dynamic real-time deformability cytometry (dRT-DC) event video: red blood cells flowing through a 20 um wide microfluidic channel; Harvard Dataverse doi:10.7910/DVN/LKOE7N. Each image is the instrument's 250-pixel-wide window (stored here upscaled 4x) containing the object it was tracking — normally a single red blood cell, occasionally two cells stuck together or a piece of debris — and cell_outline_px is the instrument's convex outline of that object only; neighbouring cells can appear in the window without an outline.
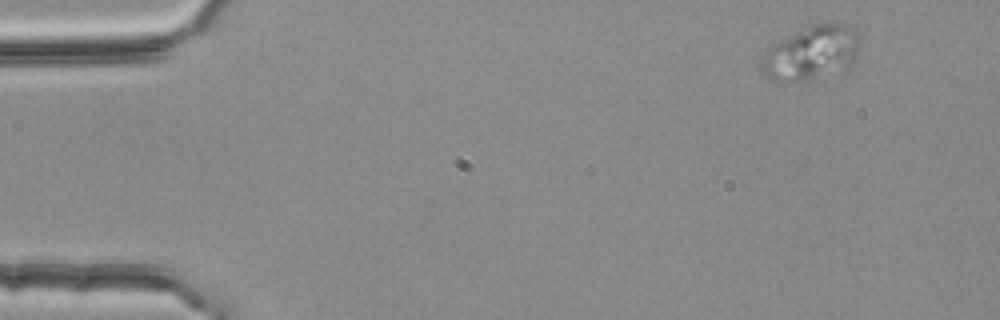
{"species": "common noctule bat (a hibernating species)", "species_latin": "Nyctalus noctula", "temperature_condition": "room temperature", "stored_images_in_passage": 4, "camera_frame_rate_fps": 3000, "um_per_image_px": 0.085, "animal": {"sex": "female", "body_mass_g": 25.1}, "frame": {"image": 1, "passage_image": 1, "time_ms": 0.0, "image_size_px": [1000, 320], "cell_outline_px": [[860, 36], [856, 52], [848, 68], [804, 84], [772, 80], [760, 68], [760, 60], [764, 48], [768, 44], [804, 24], [832, 20], [836, 20], [852, 24], [856, 28]], "centroid_in_image_um": [68.92, 4.43], "position_along_channel_um": 16.1, "area_um2": 33.29}}
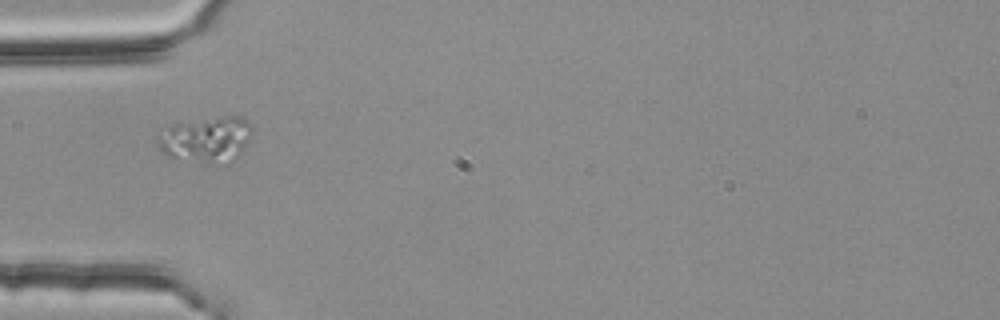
{"frame": {"image": 2, "passage_image": 4, "time_ms": 1.0, "image_size_px": [1000, 320], "cell_outline_px": [[252, 132], [244, 148], [236, 156], [164, 156], [156, 140], [156, 132], [172, 124], [216, 116], [240, 116], [248, 120], [252, 124]], "centroid_in_image_um": [17.48, 11.65], "position_along_channel_um": 67.5, "area_um2": 23.18}}